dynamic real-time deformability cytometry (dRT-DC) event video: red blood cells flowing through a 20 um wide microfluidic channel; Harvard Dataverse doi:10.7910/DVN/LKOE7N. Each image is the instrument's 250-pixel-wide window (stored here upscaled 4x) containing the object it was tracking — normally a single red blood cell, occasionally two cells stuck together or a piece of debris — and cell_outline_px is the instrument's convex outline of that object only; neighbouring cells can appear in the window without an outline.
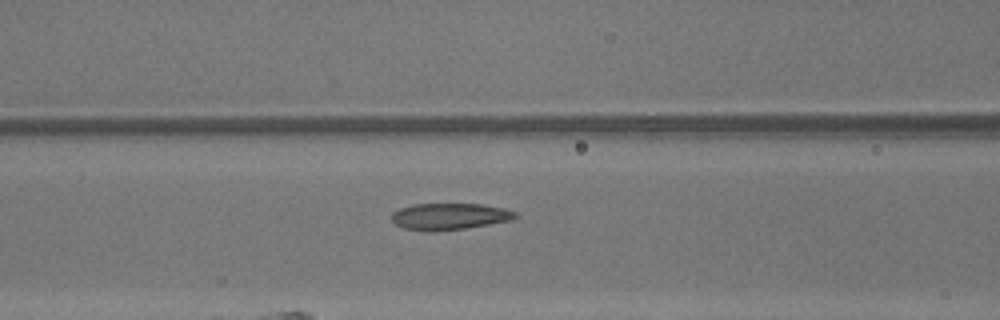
{"species": "common noctule bat (a hibernating species)", "species_latin": "Nyctalus noctula", "temperature_condition": "warm", "stored_images_in_passage": 31, "camera_frame_rate_fps": 3000, "um_per_image_px": 0.085, "animal": {"sex": "male", "body_mass_g": 13.3}, "frame": {"image": 1, "passage_image": 12, "time_ms": 3.667, "image_size_px": [1000, 320], "cell_outline_px": [[520, 216], [512, 220], [464, 228], [404, 228], [396, 224], [392, 220], [392, 212], [400, 208], [412, 204], [484, 204], [504, 208], [516, 212]], "centroid_in_image_um": [38.29, 18.34], "position_along_channel_um": 128.3, "area_um2": 18.32}}
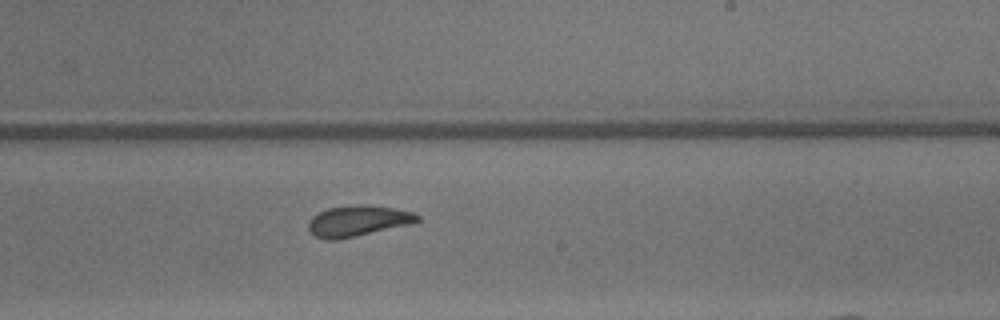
{"frame": {"image": 2, "passage_image": 21, "time_ms": 6.667, "image_size_px": [1000, 320], "cell_outline_px": [[420, 220], [408, 224], [356, 236], [336, 240], [324, 240], [316, 236], [308, 228], [308, 220], [312, 216], [328, 208], [360, 204], [368, 204], [396, 208], [412, 212], [420, 216]], "centroid_in_image_um": [30.4, 18.76], "position_along_channel_um": 258.6, "area_um2": 19.48}}
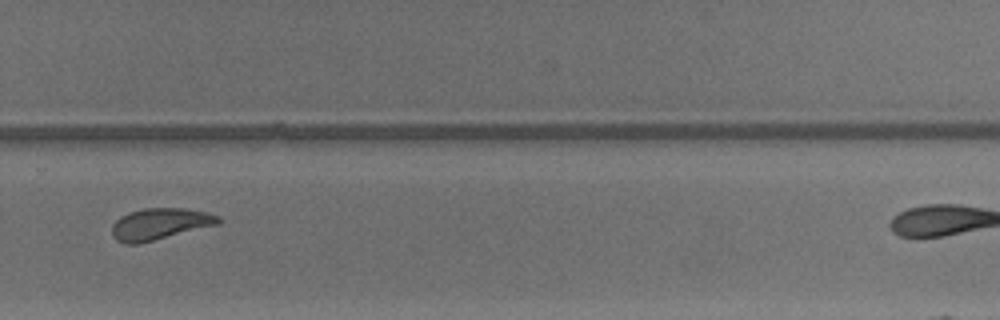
{"frame": {"image": 3, "passage_image": 25, "time_ms": 8.0, "image_size_px": [1000, 320], "cell_outline_px": [[220, 224], [136, 244], [124, 244], [116, 240], [112, 236], [112, 224], [120, 216], [128, 212], [144, 208], [184, 208], [208, 212], [220, 216]], "centroid_in_image_um": [13.58, 19.03], "position_along_channel_um": 316.2, "area_um2": 19.59}}